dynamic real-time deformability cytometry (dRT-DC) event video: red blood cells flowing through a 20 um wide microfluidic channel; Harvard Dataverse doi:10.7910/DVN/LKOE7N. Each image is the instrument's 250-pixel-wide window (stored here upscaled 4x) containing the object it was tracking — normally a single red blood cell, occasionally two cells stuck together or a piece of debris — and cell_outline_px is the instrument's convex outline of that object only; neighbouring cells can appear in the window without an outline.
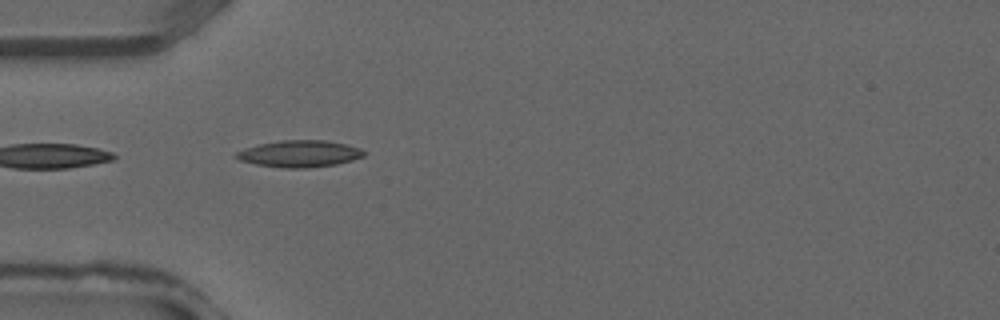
{"species": "common noctule bat (a hibernating species)", "species_latin": "Nyctalus noctula", "temperature_condition": "warm", "stored_images_in_passage": 25, "camera_frame_rate_fps": 3000, "um_per_image_px": 0.085, "animal": {"sex": "male", "forearm_length_mm": 52.5}, "frame": {"image": 1, "passage_image": 1, "time_ms": 0.0, "image_size_px": [1000, 320], "cell_outline_px": [[364, 156], [352, 160], [336, 164], [304, 168], [284, 168], [256, 164], [240, 160], [232, 156], [236, 152], [244, 148], [260, 144], [280, 140], [324, 140], [348, 144], [360, 148], [364, 152]], "centroid_in_image_um": [25.44, 13.06], "position_along_channel_um": 59.6, "area_um2": 19.88}}
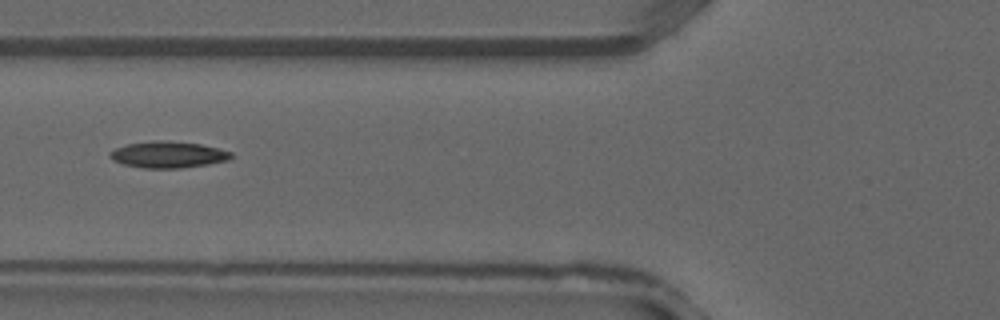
{"frame": {"image": 2, "passage_image": 4, "time_ms": 1.0, "image_size_px": [1000, 320], "cell_outline_px": [[232, 156], [228, 160], [208, 164], [180, 168], [144, 168], [124, 164], [112, 160], [108, 156], [108, 152], [116, 148], [128, 144], [152, 140], [164, 140], [200, 144], [232, 152]], "centroid_in_image_um": [14.25, 13.14], "position_along_channel_um": 111.6, "area_um2": 18.61}}